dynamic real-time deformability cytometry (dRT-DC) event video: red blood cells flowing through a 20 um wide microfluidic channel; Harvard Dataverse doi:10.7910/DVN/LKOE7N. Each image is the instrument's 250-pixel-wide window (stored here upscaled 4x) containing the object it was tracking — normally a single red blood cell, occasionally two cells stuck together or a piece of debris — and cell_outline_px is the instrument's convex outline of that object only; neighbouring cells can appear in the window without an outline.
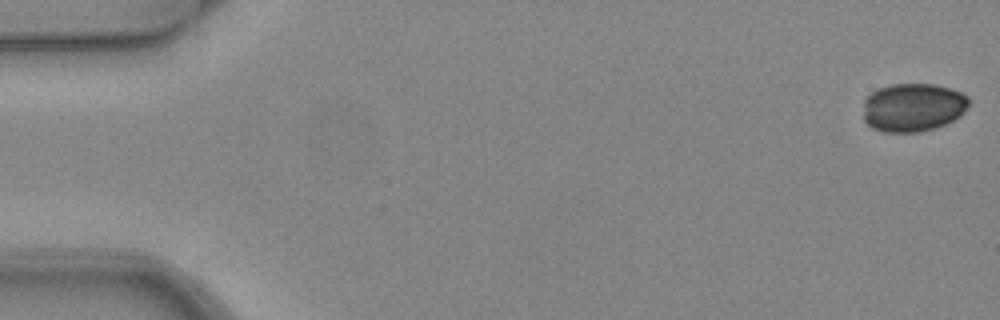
{"species": "common noctule bat (a hibernating species)", "species_latin": "Nyctalus noctula", "temperature_condition": "warm", "stored_images_in_passage": 5, "camera_frame_rate_fps": 3000, "um_per_image_px": 0.085, "animal": {"sex": "female", "body_mass_g": 24.6, "forearm_length_mm": 56.2}, "frame": {"image": 1, "passage_image": 1, "time_ms": 0.0, "image_size_px": [1000, 320], "cell_outline_px": [[968, 104], [964, 112], [960, 116], [936, 128], [920, 132], [884, 132], [872, 128], [864, 120], [864, 100], [872, 92], [880, 88], [892, 84], [932, 84], [948, 88], [960, 92], [968, 96]], "centroid_in_image_um": [77.59, 9.14], "position_along_channel_um": 7.4, "area_um2": 29.71}}
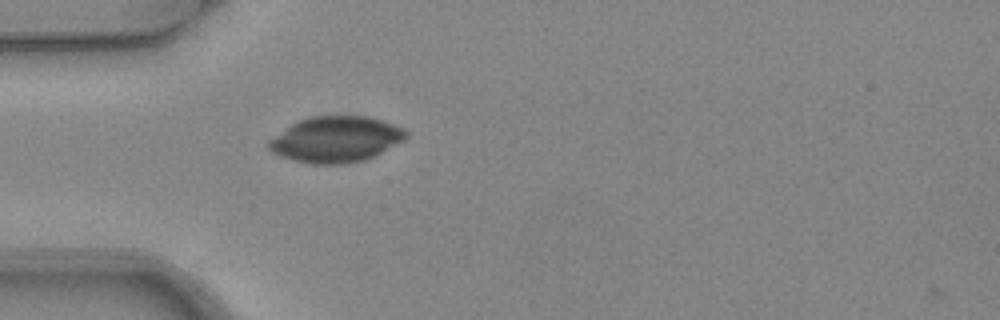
{"frame": {"image": 2, "passage_image": 5, "time_ms": 1.333, "image_size_px": [1000, 320], "cell_outline_px": [[408, 136], [404, 140], [364, 160], [340, 164], [316, 164], [292, 160], [280, 156], [272, 152], [268, 148], [268, 140], [292, 124], [300, 120], [312, 116], [368, 116], [404, 128], [408, 132]], "centroid_in_image_um": [28.53, 11.84], "position_along_channel_um": 56.5, "area_um2": 36.3}}